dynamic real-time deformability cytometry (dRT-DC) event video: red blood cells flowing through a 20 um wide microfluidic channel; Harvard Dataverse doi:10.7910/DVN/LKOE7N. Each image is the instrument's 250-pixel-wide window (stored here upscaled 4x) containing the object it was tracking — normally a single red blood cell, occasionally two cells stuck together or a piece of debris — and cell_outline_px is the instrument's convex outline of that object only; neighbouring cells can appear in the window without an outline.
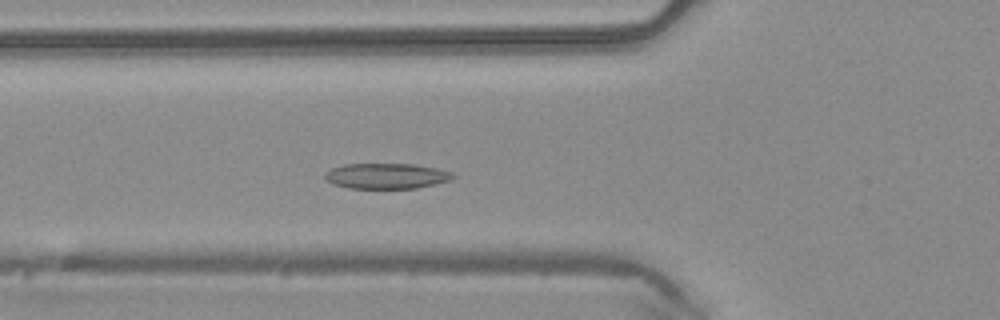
{"species": "common noctule bat (a hibernating species)", "species_latin": "Nyctalus noctula", "temperature_condition": "warm", "stored_images_in_passage": 44, "camera_frame_rate_fps": 3000, "um_per_image_px": 0.085, "animal": {"sex": "male", "body_mass_g": 20.4}, "frame": {"image": 1, "passage_image": 13, "time_ms": 4.0, "image_size_px": [1000, 320], "cell_outline_px": [[456, 176], [448, 180], [436, 184], [416, 188], [348, 188], [332, 184], [324, 176], [324, 172], [332, 168], [344, 164], [412, 164], [436, 168], [452, 172]], "centroid_in_image_um": [32.83, 14.96], "position_along_channel_um": 93.0, "area_um2": 18.96}}
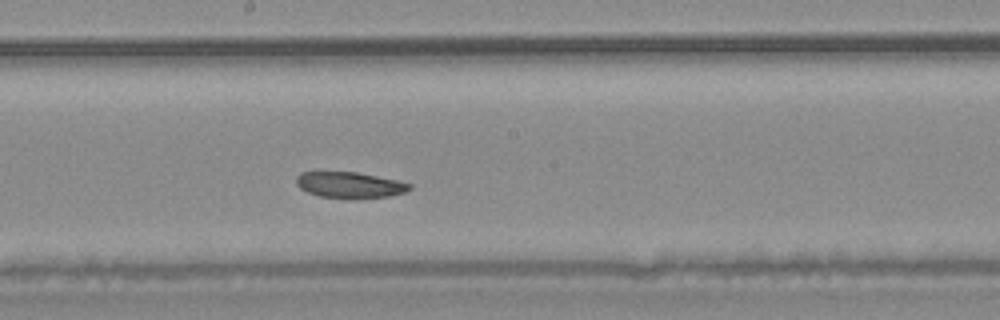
{"frame": {"image": 2, "passage_image": 22, "time_ms": 7.0, "image_size_px": [1000, 320], "cell_outline_px": [[412, 188], [404, 192], [388, 196], [320, 196], [308, 192], [300, 188], [296, 184], [296, 176], [300, 172], [316, 168], [320, 168], [356, 172], [396, 180], [412, 184]], "centroid_in_image_um": [29.59, 15.62], "position_along_channel_um": 218.6, "area_um2": 17.22}}
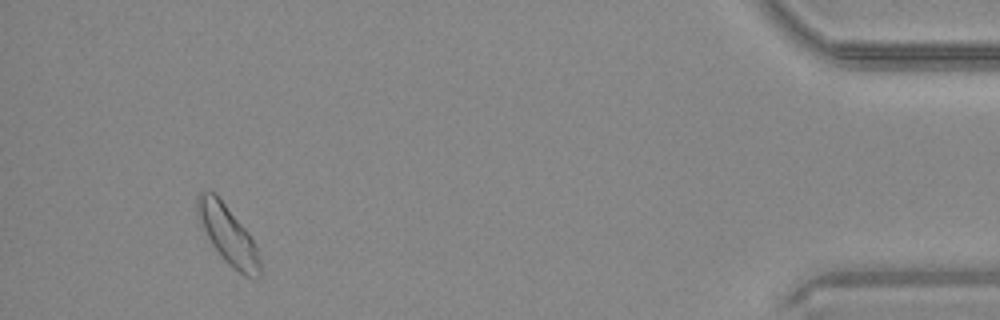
{"frame": {"image": 3, "passage_image": 41, "time_ms": 13.333, "image_size_px": [1000, 320], "cell_outline_px": [[264, 276], [256, 280], [252, 280], [244, 276], [232, 268], [220, 256], [212, 244], [196, 216], [196, 196], [200, 192], [216, 192], [248, 232], [256, 248], [260, 260]], "centroid_in_image_um": [19.4, 20.01], "position_along_channel_um": 415.8, "area_um2": 21.79}, "authors_computed_cell_mechanics": {"area_um2": 19.1607, "velocity_mm_per_s": 4.179, "shape_relaxation_time_tau1_ms": 3.2766, "shape_relaxation_time_tau2_ms": null, "deformation_change_tau1": 0.0744, "deformation_change_tau2": null}}